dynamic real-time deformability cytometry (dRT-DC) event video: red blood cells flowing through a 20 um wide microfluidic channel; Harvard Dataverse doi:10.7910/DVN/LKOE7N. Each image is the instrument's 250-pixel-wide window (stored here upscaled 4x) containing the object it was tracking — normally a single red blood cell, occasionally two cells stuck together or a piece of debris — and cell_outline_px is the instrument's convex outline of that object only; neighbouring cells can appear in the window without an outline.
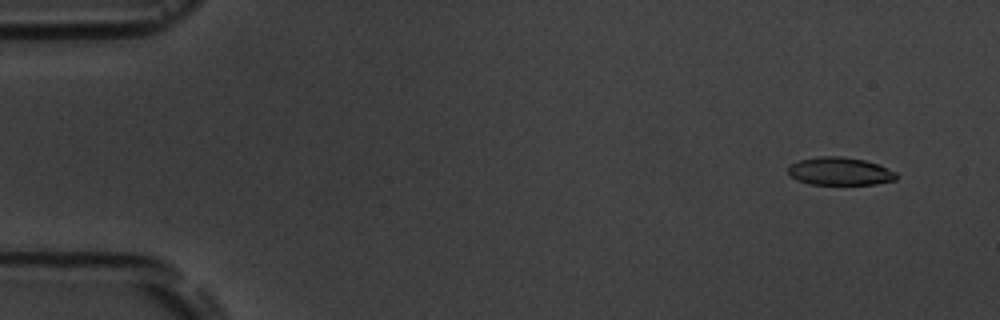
{"species": "common noctule bat (a hibernating species)", "species_latin": "Nyctalus noctula", "temperature_condition": "room temperature", "stored_images_in_passage": 4, "camera_frame_rate_fps": 3000, "um_per_image_px": 0.085, "animal": {"sex": "male", "body_mass_g": 19.5, "forearm_length_mm": 54.6}, "frame": {"image": 1, "passage_image": 1, "time_ms": 0.0, "image_size_px": [1000, 320], "cell_outline_px": [[896, 180], [876, 184], [812, 184], [796, 180], [788, 172], [788, 168], [792, 164], [800, 160], [820, 156], [840, 156], [864, 160], [876, 164], [896, 172]], "centroid_in_image_um": [71.39, 14.56], "position_along_channel_um": 13.6, "area_um2": 17.34}}
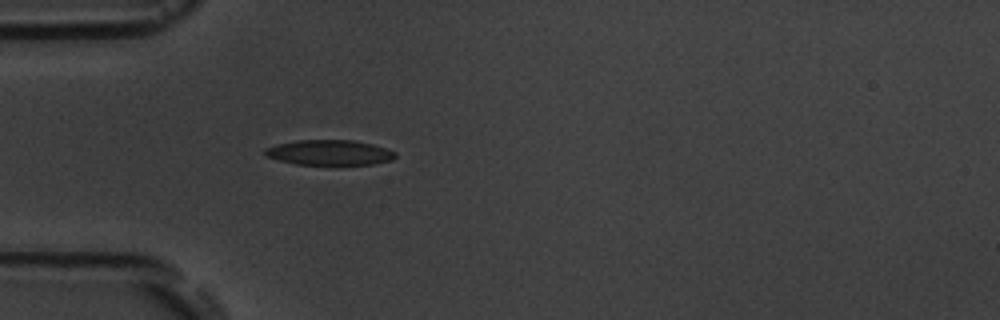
{"frame": {"image": 2, "passage_image": 4, "time_ms": 4.333, "image_size_px": [1000, 320], "cell_outline_px": [[396, 156], [392, 160], [372, 164], [296, 164], [264, 156], [264, 148], [276, 144], [296, 140], [352, 140], [372, 144], [388, 148], [396, 152]], "centroid_in_image_um": [28.0, 12.95], "position_along_channel_um": 57.0, "area_um2": 19.13}}